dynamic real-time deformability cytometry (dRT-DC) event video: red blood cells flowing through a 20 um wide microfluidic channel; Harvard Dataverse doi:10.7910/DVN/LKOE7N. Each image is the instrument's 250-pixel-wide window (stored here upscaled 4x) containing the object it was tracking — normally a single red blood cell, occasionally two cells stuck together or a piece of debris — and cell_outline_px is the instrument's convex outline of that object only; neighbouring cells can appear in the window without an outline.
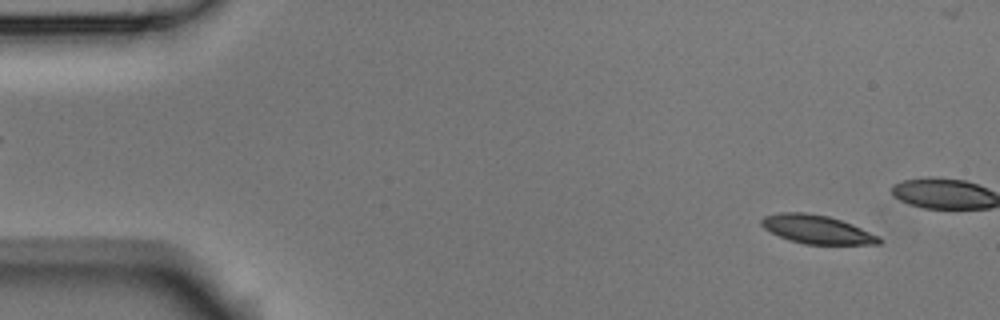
{"species": "Egyptian fruit bat (a non-hibernating species)", "species_latin": "Rousettus aegyptiacus", "temperature_condition": "room temperature", "stored_images_in_passage": 5, "camera_frame_rate_fps": 3000, "um_per_image_px": 0.085, "animal": {"sex": "male"}, "frame": {"image": 1, "passage_image": 1, "time_ms": 0.0, "image_size_px": [1000, 320], "cell_outline_px": [[880, 244], [804, 244], [780, 236], [764, 228], [760, 224], [760, 220], [764, 216], [780, 212], [804, 212], [828, 216], [852, 224], [880, 236]], "centroid_in_image_um": [69.43, 19.49], "position_along_channel_um": 15.6, "area_um2": 19.36}}